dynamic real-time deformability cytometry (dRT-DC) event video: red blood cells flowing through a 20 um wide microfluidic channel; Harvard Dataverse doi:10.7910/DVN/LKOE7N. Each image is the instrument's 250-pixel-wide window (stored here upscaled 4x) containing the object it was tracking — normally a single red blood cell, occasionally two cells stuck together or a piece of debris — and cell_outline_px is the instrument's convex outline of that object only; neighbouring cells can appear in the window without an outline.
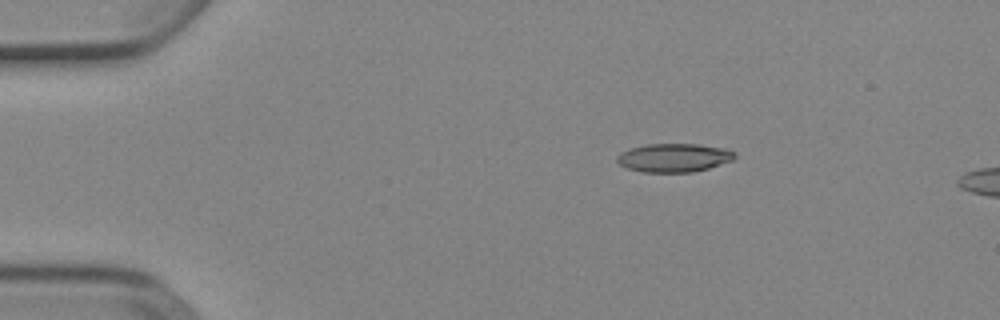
{"species": "Egyptian fruit bat (a non-hibernating species)", "species_latin": "Rousettus aegyptiacus", "temperature_condition": "cold", "stored_images_in_passage": 5, "camera_frame_rate_fps": 3000, "um_per_image_px": 0.085, "animal": {"sex": "female"}, "frame": {"image": 1, "passage_image": 3, "time_ms": 0.667, "image_size_px": [1000, 320], "cell_outline_px": [[736, 156], [732, 160], [708, 168], [692, 172], [640, 172], [628, 168], [620, 164], [616, 160], [616, 156], [620, 152], [628, 148], [648, 144], [696, 144], [724, 148], [736, 152]], "centroid_in_image_um": [57.25, 13.4], "position_along_channel_um": 27.7, "area_um2": 19.59}}